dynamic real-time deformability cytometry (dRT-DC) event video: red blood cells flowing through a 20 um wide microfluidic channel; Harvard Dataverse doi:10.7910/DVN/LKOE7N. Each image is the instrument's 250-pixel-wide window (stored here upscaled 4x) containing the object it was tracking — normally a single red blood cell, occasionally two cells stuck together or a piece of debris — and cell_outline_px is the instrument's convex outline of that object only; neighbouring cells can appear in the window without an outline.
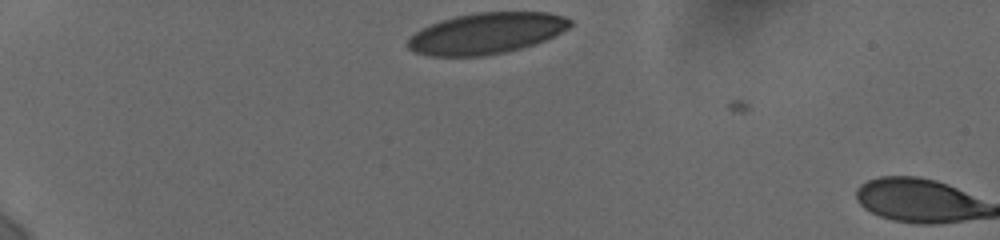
{"species": "human", "species_latin": "Homo sapiens", "temperature_condition": "cold", "stored_images_in_passage": 2, "camera_frame_rate_fps": 3000, "um_per_image_px": 0.085, "donor": {"sex": "female"}, "frame": {"image": 1, "passage_image": 1, "time_ms": 0.0, "image_size_px": [1000, 240], "cell_outline_px": [[572, 24], [568, 28], [536, 44], [504, 52], [484, 56], [432, 56], [412, 52], [408, 48], [408, 40], [420, 28], [440, 20], [456, 16], [476, 12], [548, 12], [564, 16], [572, 20]], "centroid_in_image_um": [41.33, 2.83], "position_along_channel_um": 43.7, "area_um2": 38.84}}